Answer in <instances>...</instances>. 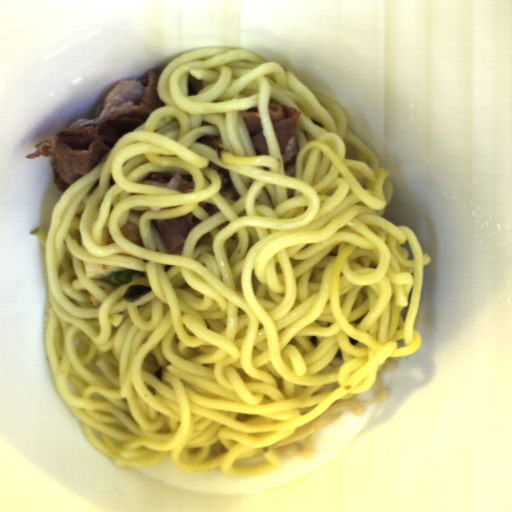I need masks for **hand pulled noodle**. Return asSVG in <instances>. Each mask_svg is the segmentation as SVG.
<instances>
[{"instance_id": "obj_1", "label": "hand pulled noodle", "mask_w": 512, "mask_h": 512, "mask_svg": "<svg viewBox=\"0 0 512 512\" xmlns=\"http://www.w3.org/2000/svg\"><path fill=\"white\" fill-rule=\"evenodd\" d=\"M201 79L187 94V75ZM166 103L123 134L62 192L44 247V349L53 386L89 445L116 467L166 458L181 471L250 478L311 461L315 432L351 412L389 359L421 348L423 252L385 219L395 187L334 100L247 47L167 61ZM296 107L300 153L288 173L269 99ZM258 106L270 152L257 155L241 117ZM221 134V159L195 139ZM242 196L219 194L209 161ZM192 176L194 193L140 182ZM219 207L209 217L198 206ZM204 222L169 255L150 220ZM138 225L146 248L120 227ZM87 264L146 272L129 285L89 281ZM154 291L134 303L128 286ZM102 300L101 309L89 300Z\"/></svg>"}]
</instances>
